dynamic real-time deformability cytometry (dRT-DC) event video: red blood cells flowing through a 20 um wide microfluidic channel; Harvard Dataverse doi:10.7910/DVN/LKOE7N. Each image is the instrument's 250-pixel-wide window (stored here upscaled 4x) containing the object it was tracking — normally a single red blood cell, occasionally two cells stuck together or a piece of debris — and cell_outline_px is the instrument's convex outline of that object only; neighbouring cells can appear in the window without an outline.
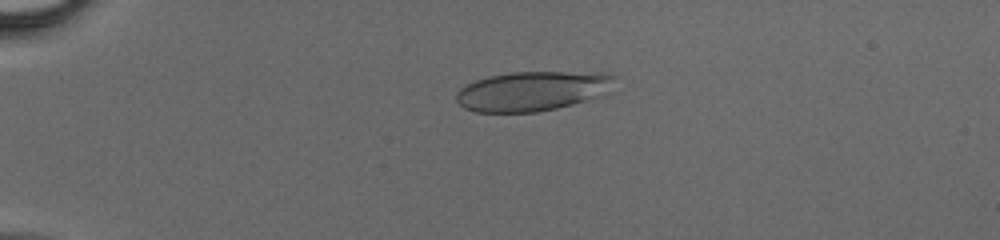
{"species": "human", "species_latin": "Homo sapiens", "temperature_condition": "cold", "stored_images_in_passage": 46, "camera_frame_rate_fps": 3000, "um_per_image_px": 0.085, "donor": {"sex": "male"}, "frame": {"image": 1, "passage_image": 12, "time_ms": 3.667, "image_size_px": [1000, 240], "cell_outline_px": [[616, 92], [608, 96], [556, 108], [536, 112], [476, 112], [464, 108], [456, 100], [456, 92], [464, 84], [488, 76], [512, 72], [564, 72], [616, 76]], "centroid_in_image_um": [45.32, 7.76], "position_along_channel_um": 39.7, "area_um2": 37.11}}
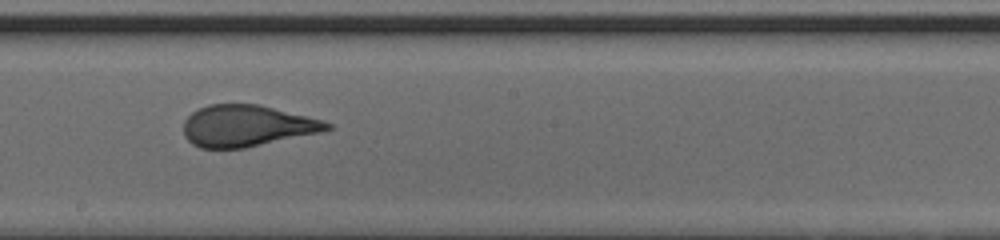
{"frame": {"image": 2, "passage_image": 28, "time_ms": 9.0, "image_size_px": [1000, 240], "cell_outline_px": [[332, 128], [328, 132], [244, 148], [200, 148], [192, 144], [184, 136], [184, 120], [192, 112], [208, 104], [260, 104], [324, 120], [332, 124]], "centroid_in_image_um": [21.05, 10.7], "position_along_channel_um": 227.1, "area_um2": 35.2}}
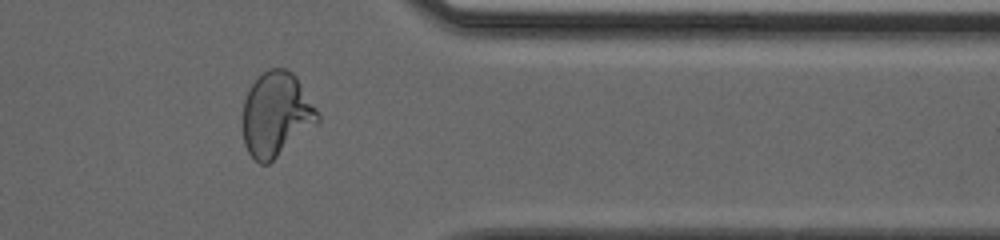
{"frame": {"image": 3, "passage_image": 39, "time_ms": 12.667, "image_size_px": [1000, 240], "cell_outline_px": [[320, 120], [316, 124], [268, 164], [260, 164], [248, 152], [244, 144], [244, 100], [248, 88], [268, 68], [284, 68], [292, 72], [296, 76], [316, 108], [320, 116]], "centroid_in_image_um": [23.48, 9.71], "position_along_channel_um": 387.9, "area_um2": 36.36}}